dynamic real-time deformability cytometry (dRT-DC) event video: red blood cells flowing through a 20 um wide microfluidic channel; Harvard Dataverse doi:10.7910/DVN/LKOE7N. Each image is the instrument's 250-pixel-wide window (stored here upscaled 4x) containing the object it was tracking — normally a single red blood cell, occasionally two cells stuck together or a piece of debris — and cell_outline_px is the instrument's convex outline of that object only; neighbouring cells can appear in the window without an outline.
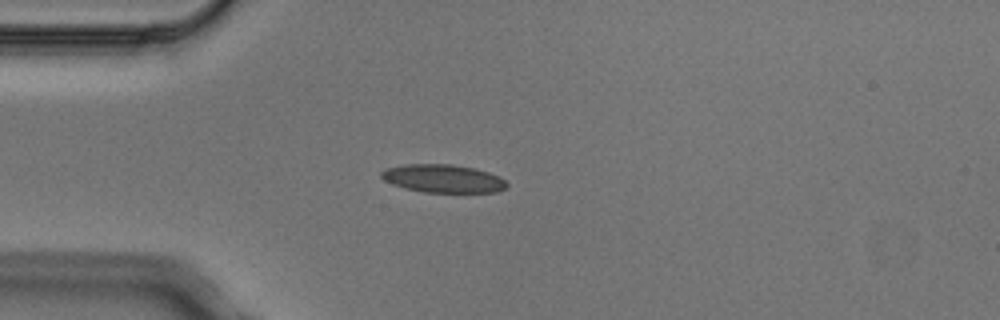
{"species": "Egyptian fruit bat (a non-hibernating species)", "species_latin": "Rousettus aegyptiacus", "temperature_condition": "cold", "stored_images_in_passage": 3, "camera_frame_rate_fps": 3000, "um_per_image_px": 0.085, "animal": {"sex": "male"}, "frame": {"image": 1, "passage_image": 3, "time_ms": 0.667, "image_size_px": [1000, 320], "cell_outline_px": [[508, 184], [504, 188], [496, 192], [424, 192], [404, 188], [392, 184], [384, 180], [380, 176], [380, 172], [388, 168], [404, 164], [452, 164], [476, 168], [500, 176]], "centroid_in_image_um": [37.65, 15.17], "position_along_channel_um": 47.3, "area_um2": 20.58}}